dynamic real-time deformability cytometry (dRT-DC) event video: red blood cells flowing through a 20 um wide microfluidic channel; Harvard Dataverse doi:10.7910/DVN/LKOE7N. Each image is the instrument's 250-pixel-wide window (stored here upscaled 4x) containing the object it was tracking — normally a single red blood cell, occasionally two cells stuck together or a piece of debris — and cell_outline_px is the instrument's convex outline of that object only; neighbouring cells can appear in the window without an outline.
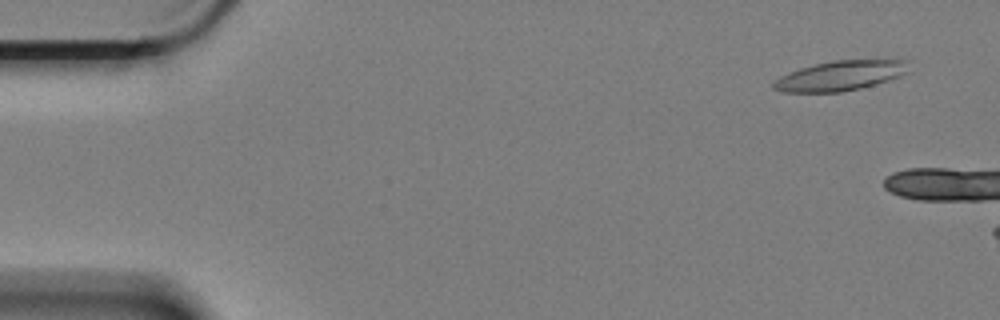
{"species": "Egyptian fruit bat (a non-hibernating species)", "species_latin": "Rousettus aegyptiacus", "temperature_condition": "cold", "stored_images_in_passage": 10, "camera_frame_rate_fps": 3000, "um_per_image_px": 0.085, "animal": {"sex": "female"}, "frame": {"image": 1, "passage_image": 4, "time_ms": 1.0, "image_size_px": [1000, 320], "cell_outline_px": [[908, 72], [900, 76], [888, 80], [860, 88], [840, 92], [784, 92], [772, 88], [772, 84], [780, 76], [800, 68], [832, 60], [908, 60]], "centroid_in_image_um": [71.42, 6.43], "position_along_channel_um": 13.6, "area_um2": 23.29}}